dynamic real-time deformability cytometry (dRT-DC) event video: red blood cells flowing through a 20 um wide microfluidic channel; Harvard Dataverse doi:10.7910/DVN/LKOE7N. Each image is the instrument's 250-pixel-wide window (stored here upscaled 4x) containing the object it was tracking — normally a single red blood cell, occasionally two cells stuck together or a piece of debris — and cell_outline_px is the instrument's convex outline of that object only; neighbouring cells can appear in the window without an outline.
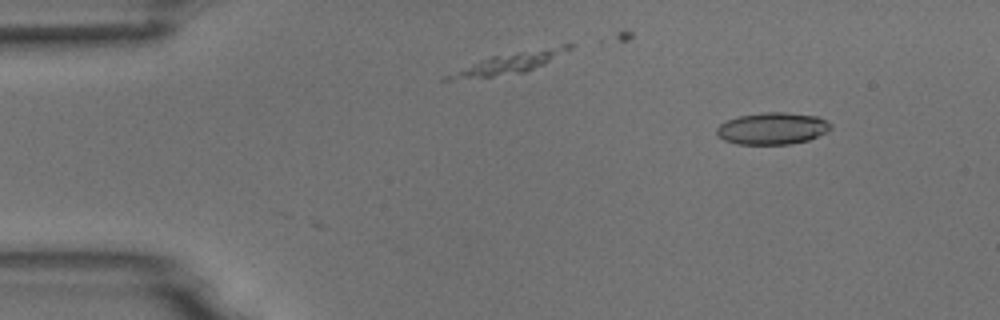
{"species": "common noctule bat (a hibernating species)", "species_latin": "Nyctalus noctula", "temperature_condition": "room temperature", "stored_images_in_passage": 6, "camera_frame_rate_fps": 3000, "um_per_image_px": 0.085, "animal": {"sex": "male", "body_mass_g": 18.8}, "frame": {"image": 1, "passage_image": 2, "time_ms": 1.333, "image_size_px": [1000, 320], "cell_outline_px": [[832, 128], [828, 132], [808, 140], [788, 144], [736, 144], [724, 140], [716, 132], [716, 128], [720, 124], [728, 120], [740, 116], [764, 112], [784, 112], [820, 116], [832, 124]], "centroid_in_image_um": [65.7, 10.91], "position_along_channel_um": 19.3, "area_um2": 21.27}}